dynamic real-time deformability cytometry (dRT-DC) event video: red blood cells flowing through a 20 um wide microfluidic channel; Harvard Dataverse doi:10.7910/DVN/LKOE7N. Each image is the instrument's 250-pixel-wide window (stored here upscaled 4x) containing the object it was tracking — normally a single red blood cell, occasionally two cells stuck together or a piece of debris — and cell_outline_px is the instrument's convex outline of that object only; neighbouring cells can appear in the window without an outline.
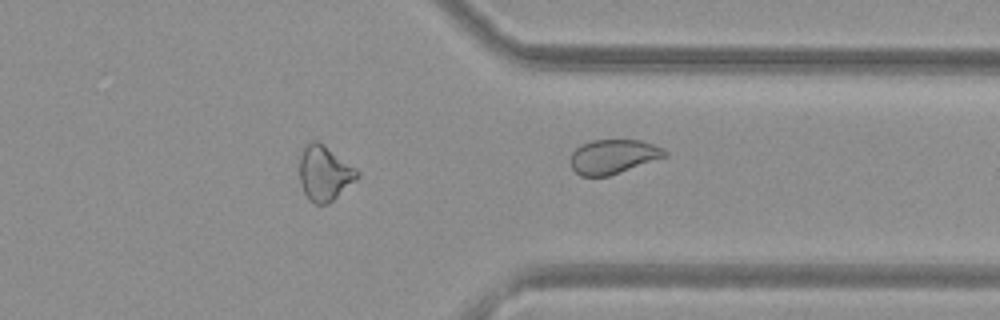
{"species": "common noctule bat (a hibernating species)", "species_latin": "Nyctalus noctula", "temperature_condition": "warm", "stored_images_in_passage": 25, "camera_frame_rate_fps": 3000, "um_per_image_px": 0.085, "animal": {"sex": "female", "body_mass_g": 29.2, "forearm_length_mm": 56.3}, "frame": {"image": 1, "passage_image": 25, "time_ms": 8.0, "image_size_px": [1000, 320], "cell_outline_px": [[668, 156], [608, 176], [580, 176], [572, 168], [568, 160], [572, 152], [580, 144], [592, 140], [640, 140], [664, 148], [668, 152]], "centroid_in_image_um": [52.1, 13.3], "position_along_channel_um": 359.3, "area_um2": 19.02}}